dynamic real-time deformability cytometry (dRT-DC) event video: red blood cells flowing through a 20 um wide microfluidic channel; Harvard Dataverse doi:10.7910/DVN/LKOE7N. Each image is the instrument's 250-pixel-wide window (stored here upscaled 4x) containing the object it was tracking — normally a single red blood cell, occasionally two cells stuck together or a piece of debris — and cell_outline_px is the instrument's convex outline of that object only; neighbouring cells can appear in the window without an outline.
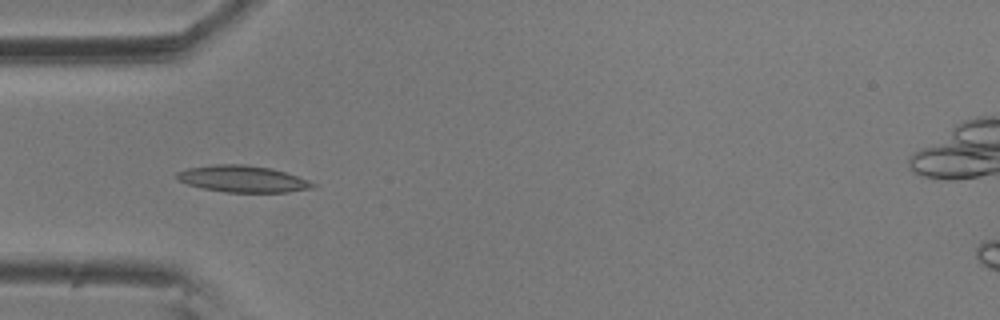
{"species": "common noctule bat (a hibernating species)", "species_latin": "Nyctalus noctula", "temperature_condition": "room temperature", "stored_images_in_passage": 15, "camera_frame_rate_fps": 3000, "um_per_image_px": 0.085, "animal": {"sex": "male", "body_mass_g": 20.5, "forearm_length_mm": 52.5}, "frame": {"image": 1, "passage_image": 5, "time_ms": 1.333, "image_size_px": [1000, 320], "cell_outline_px": [[316, 184], [312, 188], [288, 192], [224, 192], [204, 188], [188, 184], [176, 180], [172, 176], [176, 172], [188, 168], [212, 164], [244, 164], [272, 168], [308, 180]], "centroid_in_image_um": [20.56, 15.2], "position_along_channel_um": 64.4, "area_um2": 21.15}}
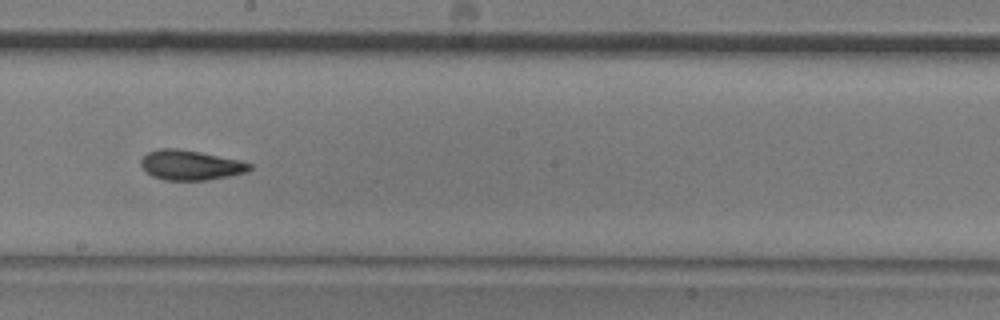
{"frame": {"image": 2, "passage_image": 9, "time_ms": 2.667, "image_size_px": [1000, 320], "cell_outline_px": [[252, 168], [248, 172], [208, 180], [164, 180], [152, 176], [140, 164], [140, 160], [148, 152], [160, 148], [176, 148], [200, 152], [240, 160], [252, 164]], "centroid_in_image_um": [16.21, 14.03], "position_along_channel_um": 232.0, "area_um2": 18.9}}
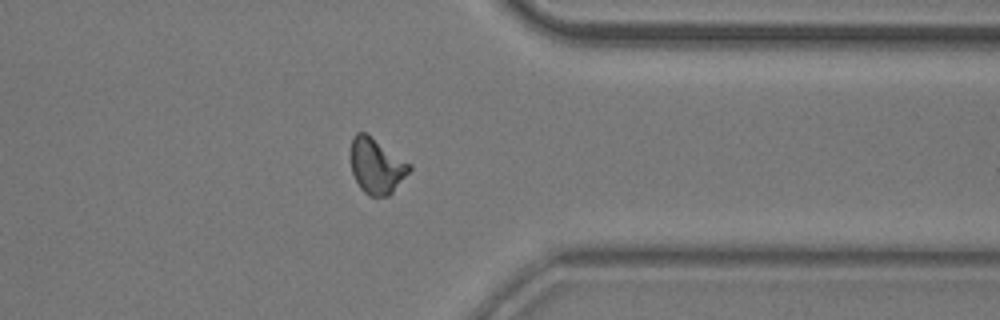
{"frame": {"image": 3, "passage_image": 13, "time_ms": 4.0, "image_size_px": [1000, 320], "cell_outline_px": [[412, 168], [392, 192], [388, 196], [368, 196], [360, 188], [352, 172], [352, 136], [356, 132], [364, 132], [412, 164]], "centroid_in_image_um": [32.02, 14.11], "position_along_channel_um": 379.4, "area_um2": 18.61}}